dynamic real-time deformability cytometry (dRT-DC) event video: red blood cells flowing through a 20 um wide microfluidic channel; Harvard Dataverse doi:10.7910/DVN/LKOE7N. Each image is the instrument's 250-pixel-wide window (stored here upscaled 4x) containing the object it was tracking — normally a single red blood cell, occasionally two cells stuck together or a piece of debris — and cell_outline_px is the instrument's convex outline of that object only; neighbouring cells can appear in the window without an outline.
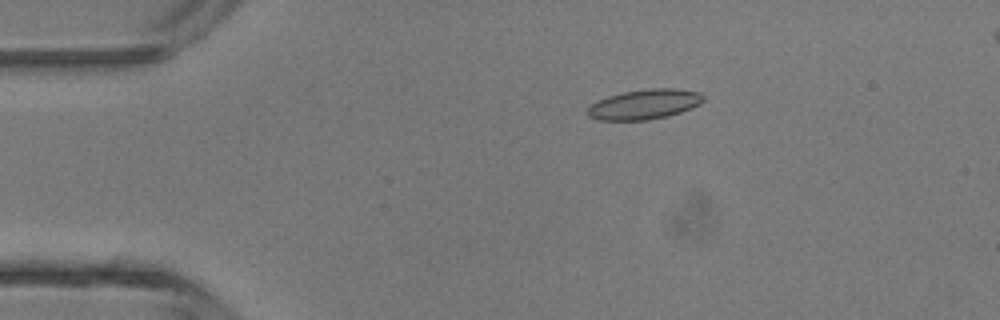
{"species": "common noctule bat (a hibernating species)", "species_latin": "Nyctalus noctula", "temperature_condition": "room temperature", "stored_images_in_passage": 39, "camera_frame_rate_fps": 3000, "um_per_image_px": 0.085, "animal": {"sex": "male", "body_mass_g": 13.3}, "frame": {"image": 1, "passage_image": 2, "time_ms": 0.333, "image_size_px": [1000, 320], "cell_outline_px": [[704, 100], [700, 104], [692, 108], [668, 116], [648, 120], [600, 120], [588, 116], [588, 108], [596, 100], [608, 96], [624, 92], [652, 88], [676, 88], [700, 92], [704, 96]], "centroid_in_image_um": [54.8, 8.86], "position_along_channel_um": 30.2, "area_um2": 20.23}}
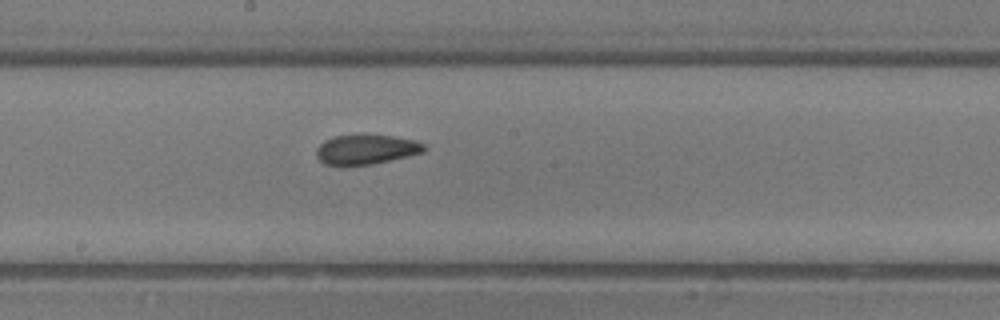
{"frame": {"image": 2, "passage_image": 18, "time_ms": 5.667, "image_size_px": [1000, 320], "cell_outline_px": [[428, 148], [424, 152], [408, 156], [372, 164], [344, 168], [324, 164], [316, 156], [316, 148], [324, 140], [336, 136], [392, 136], [416, 140], [424, 144]], "centroid_in_image_um": [31.1, 12.75], "position_along_channel_um": 217.1, "area_um2": 18.9}}
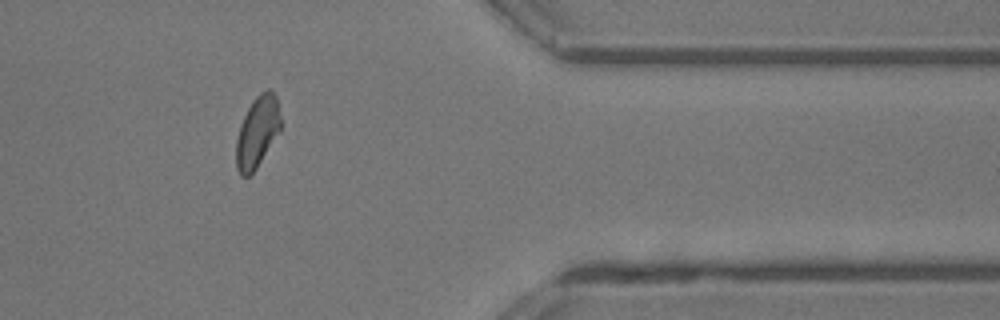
{"frame": {"image": 3, "passage_image": 31, "time_ms": 10.0, "image_size_px": [1000, 320], "cell_outline_px": [[280, 132], [256, 168], [248, 176], [240, 176], [236, 168], [236, 140], [240, 124], [252, 100], [260, 92], [268, 88], [272, 88], [276, 96], [280, 116]], "centroid_in_image_um": [21.87, 11.19], "position_along_channel_um": 389.5, "area_um2": 18.55}, "authors_computed_cell_mechanics": {"area_um2": 18.9584, "velocity_mm_per_s": 4.4896, "shape_relaxation_time_tau1_ms": 7.8183, "shape_relaxation_time_tau2_ms": 1.5707, "deformation_change_tau1": 0.1654, "deformation_change_tau2": 0.0746}}